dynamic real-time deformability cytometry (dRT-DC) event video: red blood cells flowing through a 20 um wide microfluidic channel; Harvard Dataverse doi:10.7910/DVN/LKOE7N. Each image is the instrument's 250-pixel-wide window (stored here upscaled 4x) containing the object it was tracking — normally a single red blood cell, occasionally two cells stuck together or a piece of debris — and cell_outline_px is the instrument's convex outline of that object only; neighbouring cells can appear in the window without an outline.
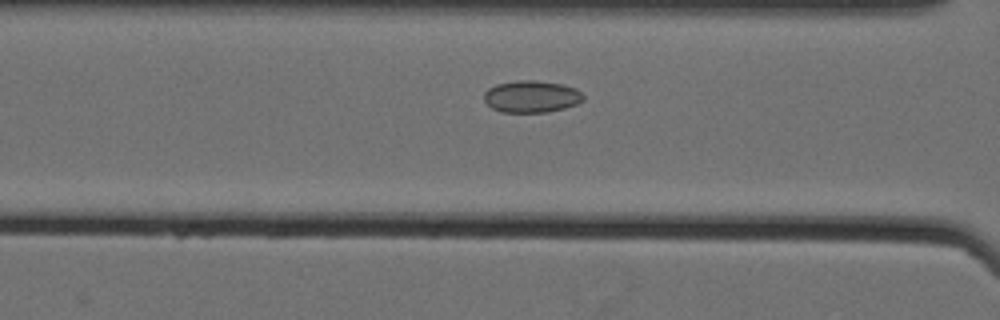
{"species": "Egyptian fruit bat (a non-hibernating species)", "species_latin": "Rousettus aegyptiacus", "temperature_condition": "cold", "stored_images_in_passage": 37, "camera_frame_rate_fps": 3000, "um_per_image_px": 0.085, "animal": {"sex": "female"}, "frame": {"image": 1, "passage_image": 9, "time_ms": 2.667, "image_size_px": [1000, 320], "cell_outline_px": [[584, 100], [576, 104], [564, 108], [548, 112], [500, 112], [492, 108], [484, 100], [484, 92], [488, 88], [496, 84], [520, 80], [532, 80], [564, 84], [576, 88], [584, 96]], "centroid_in_image_um": [45.18, 8.2], "position_along_channel_um": 121.4, "area_um2": 18.55}}
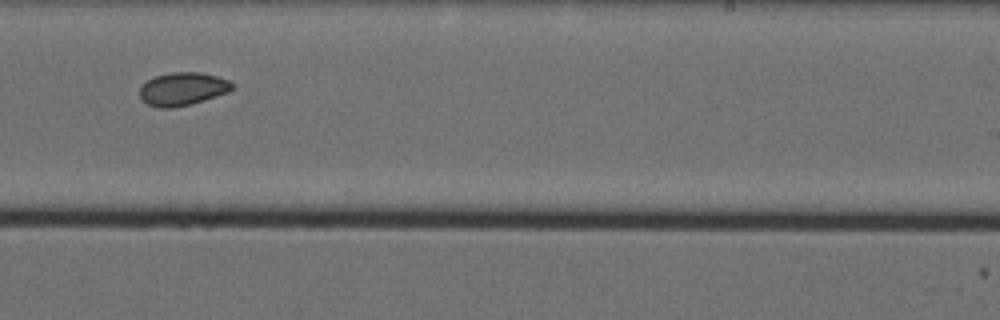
{"frame": {"image": 2, "passage_image": 22, "time_ms": 7.0, "image_size_px": [1000, 320], "cell_outline_px": [[236, 88], [228, 92], [204, 100], [172, 108], [156, 108], [140, 100], [140, 88], [148, 80], [156, 76], [172, 72], [200, 72], [216, 76], [228, 80], [236, 84]], "centroid_in_image_um": [15.55, 7.56], "position_along_channel_um": 273.5, "area_um2": 17.86}}
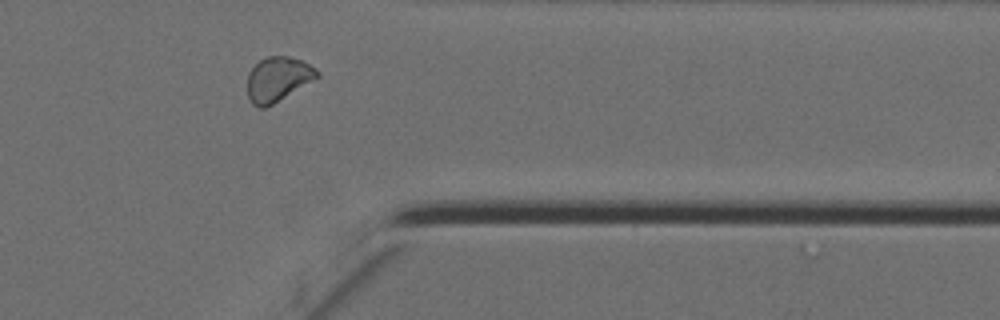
{"frame": {"image": 3, "passage_image": 32, "time_ms": 10.333, "image_size_px": [1000, 320], "cell_outline_px": [[320, 76], [316, 80], [272, 104], [264, 108], [260, 108], [252, 104], [248, 96], [248, 72], [260, 60], [268, 56], [288, 56], [300, 60], [316, 68], [320, 72]], "centroid_in_image_um": [23.65, 6.73], "position_along_channel_um": 387.8, "area_um2": 18.15}}